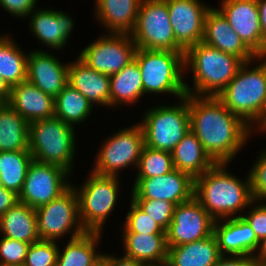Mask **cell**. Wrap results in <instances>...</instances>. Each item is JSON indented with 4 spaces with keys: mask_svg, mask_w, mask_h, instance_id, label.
I'll return each mask as SVG.
<instances>
[{
    "mask_svg": "<svg viewBox=\"0 0 266 266\" xmlns=\"http://www.w3.org/2000/svg\"><path fill=\"white\" fill-rule=\"evenodd\" d=\"M257 59L259 65L254 68L253 61L244 63L217 96L230 112L250 127L266 114V63L260 56Z\"/></svg>",
    "mask_w": 266,
    "mask_h": 266,
    "instance_id": "cell-4",
    "label": "cell"
},
{
    "mask_svg": "<svg viewBox=\"0 0 266 266\" xmlns=\"http://www.w3.org/2000/svg\"><path fill=\"white\" fill-rule=\"evenodd\" d=\"M176 105L150 108L139 122L145 146L172 153L175 146L190 131L188 94Z\"/></svg>",
    "mask_w": 266,
    "mask_h": 266,
    "instance_id": "cell-7",
    "label": "cell"
},
{
    "mask_svg": "<svg viewBox=\"0 0 266 266\" xmlns=\"http://www.w3.org/2000/svg\"><path fill=\"white\" fill-rule=\"evenodd\" d=\"M228 164L216 163L194 179V197L214 220L237 217L254 201L249 175L242 181L227 172Z\"/></svg>",
    "mask_w": 266,
    "mask_h": 266,
    "instance_id": "cell-2",
    "label": "cell"
},
{
    "mask_svg": "<svg viewBox=\"0 0 266 266\" xmlns=\"http://www.w3.org/2000/svg\"><path fill=\"white\" fill-rule=\"evenodd\" d=\"M33 160L29 150L0 152V185L19 195Z\"/></svg>",
    "mask_w": 266,
    "mask_h": 266,
    "instance_id": "cell-33",
    "label": "cell"
},
{
    "mask_svg": "<svg viewBox=\"0 0 266 266\" xmlns=\"http://www.w3.org/2000/svg\"><path fill=\"white\" fill-rule=\"evenodd\" d=\"M59 249L56 241L38 240L30 244L23 266H56Z\"/></svg>",
    "mask_w": 266,
    "mask_h": 266,
    "instance_id": "cell-37",
    "label": "cell"
},
{
    "mask_svg": "<svg viewBox=\"0 0 266 266\" xmlns=\"http://www.w3.org/2000/svg\"><path fill=\"white\" fill-rule=\"evenodd\" d=\"M190 130L216 163L235 158L251 136V127L213 96L188 94ZM250 135V136H249Z\"/></svg>",
    "mask_w": 266,
    "mask_h": 266,
    "instance_id": "cell-1",
    "label": "cell"
},
{
    "mask_svg": "<svg viewBox=\"0 0 266 266\" xmlns=\"http://www.w3.org/2000/svg\"><path fill=\"white\" fill-rule=\"evenodd\" d=\"M244 62L204 42L189 47L184 54L185 73L193 74V88L185 82L187 94L217 97L235 77Z\"/></svg>",
    "mask_w": 266,
    "mask_h": 266,
    "instance_id": "cell-3",
    "label": "cell"
},
{
    "mask_svg": "<svg viewBox=\"0 0 266 266\" xmlns=\"http://www.w3.org/2000/svg\"><path fill=\"white\" fill-rule=\"evenodd\" d=\"M260 58L264 60V62L266 63V49L265 51L260 55Z\"/></svg>",
    "mask_w": 266,
    "mask_h": 266,
    "instance_id": "cell-51",
    "label": "cell"
},
{
    "mask_svg": "<svg viewBox=\"0 0 266 266\" xmlns=\"http://www.w3.org/2000/svg\"><path fill=\"white\" fill-rule=\"evenodd\" d=\"M95 16L107 33L130 34L136 24L141 0H95Z\"/></svg>",
    "mask_w": 266,
    "mask_h": 266,
    "instance_id": "cell-24",
    "label": "cell"
},
{
    "mask_svg": "<svg viewBox=\"0 0 266 266\" xmlns=\"http://www.w3.org/2000/svg\"><path fill=\"white\" fill-rule=\"evenodd\" d=\"M125 256L144 265L166 264L168 246L166 234L123 233Z\"/></svg>",
    "mask_w": 266,
    "mask_h": 266,
    "instance_id": "cell-26",
    "label": "cell"
},
{
    "mask_svg": "<svg viewBox=\"0 0 266 266\" xmlns=\"http://www.w3.org/2000/svg\"><path fill=\"white\" fill-rule=\"evenodd\" d=\"M68 84L93 105L110 107V76L90 68L79 57L68 65Z\"/></svg>",
    "mask_w": 266,
    "mask_h": 266,
    "instance_id": "cell-23",
    "label": "cell"
},
{
    "mask_svg": "<svg viewBox=\"0 0 266 266\" xmlns=\"http://www.w3.org/2000/svg\"><path fill=\"white\" fill-rule=\"evenodd\" d=\"M7 103L29 124L54 116L55 99L27 80L11 87Z\"/></svg>",
    "mask_w": 266,
    "mask_h": 266,
    "instance_id": "cell-22",
    "label": "cell"
},
{
    "mask_svg": "<svg viewBox=\"0 0 266 266\" xmlns=\"http://www.w3.org/2000/svg\"><path fill=\"white\" fill-rule=\"evenodd\" d=\"M130 35L137 48L185 51L175 40L166 0H141Z\"/></svg>",
    "mask_w": 266,
    "mask_h": 266,
    "instance_id": "cell-9",
    "label": "cell"
},
{
    "mask_svg": "<svg viewBox=\"0 0 266 266\" xmlns=\"http://www.w3.org/2000/svg\"><path fill=\"white\" fill-rule=\"evenodd\" d=\"M100 266H144V264L125 255L123 257H114L112 254L104 253L102 254Z\"/></svg>",
    "mask_w": 266,
    "mask_h": 266,
    "instance_id": "cell-44",
    "label": "cell"
},
{
    "mask_svg": "<svg viewBox=\"0 0 266 266\" xmlns=\"http://www.w3.org/2000/svg\"><path fill=\"white\" fill-rule=\"evenodd\" d=\"M258 258L266 260V242L262 245L261 252L258 255Z\"/></svg>",
    "mask_w": 266,
    "mask_h": 266,
    "instance_id": "cell-50",
    "label": "cell"
},
{
    "mask_svg": "<svg viewBox=\"0 0 266 266\" xmlns=\"http://www.w3.org/2000/svg\"><path fill=\"white\" fill-rule=\"evenodd\" d=\"M74 127L56 116L29 124V151L43 164L60 166L69 173L75 158Z\"/></svg>",
    "mask_w": 266,
    "mask_h": 266,
    "instance_id": "cell-5",
    "label": "cell"
},
{
    "mask_svg": "<svg viewBox=\"0 0 266 266\" xmlns=\"http://www.w3.org/2000/svg\"><path fill=\"white\" fill-rule=\"evenodd\" d=\"M101 234L86 232L80 237L68 240L64 249H59L56 266H100L103 253H98L96 247L101 241Z\"/></svg>",
    "mask_w": 266,
    "mask_h": 266,
    "instance_id": "cell-30",
    "label": "cell"
},
{
    "mask_svg": "<svg viewBox=\"0 0 266 266\" xmlns=\"http://www.w3.org/2000/svg\"><path fill=\"white\" fill-rule=\"evenodd\" d=\"M143 95L142 76L135 59L118 73L110 75V108L132 105Z\"/></svg>",
    "mask_w": 266,
    "mask_h": 266,
    "instance_id": "cell-29",
    "label": "cell"
},
{
    "mask_svg": "<svg viewBox=\"0 0 266 266\" xmlns=\"http://www.w3.org/2000/svg\"><path fill=\"white\" fill-rule=\"evenodd\" d=\"M69 177L70 173L60 166L33 160L18 195L19 202L33 209L43 206L58 198L72 185L67 182Z\"/></svg>",
    "mask_w": 266,
    "mask_h": 266,
    "instance_id": "cell-13",
    "label": "cell"
},
{
    "mask_svg": "<svg viewBox=\"0 0 266 266\" xmlns=\"http://www.w3.org/2000/svg\"><path fill=\"white\" fill-rule=\"evenodd\" d=\"M126 221L123 224L122 233L142 234H166V231L159 226L152 218L144 213L132 200Z\"/></svg>",
    "mask_w": 266,
    "mask_h": 266,
    "instance_id": "cell-36",
    "label": "cell"
},
{
    "mask_svg": "<svg viewBox=\"0 0 266 266\" xmlns=\"http://www.w3.org/2000/svg\"><path fill=\"white\" fill-rule=\"evenodd\" d=\"M18 201V194L0 185V216L6 213Z\"/></svg>",
    "mask_w": 266,
    "mask_h": 266,
    "instance_id": "cell-45",
    "label": "cell"
},
{
    "mask_svg": "<svg viewBox=\"0 0 266 266\" xmlns=\"http://www.w3.org/2000/svg\"><path fill=\"white\" fill-rule=\"evenodd\" d=\"M185 51L150 50L137 48L134 59L137 61L142 76L144 95L174 94L184 97Z\"/></svg>",
    "mask_w": 266,
    "mask_h": 266,
    "instance_id": "cell-6",
    "label": "cell"
},
{
    "mask_svg": "<svg viewBox=\"0 0 266 266\" xmlns=\"http://www.w3.org/2000/svg\"><path fill=\"white\" fill-rule=\"evenodd\" d=\"M214 234L222 255L258 257L261 252L263 244L256 238L255 232L246 220L238 215L215 220Z\"/></svg>",
    "mask_w": 266,
    "mask_h": 266,
    "instance_id": "cell-19",
    "label": "cell"
},
{
    "mask_svg": "<svg viewBox=\"0 0 266 266\" xmlns=\"http://www.w3.org/2000/svg\"><path fill=\"white\" fill-rule=\"evenodd\" d=\"M218 10L243 42L259 57L263 53V35L257 0H222Z\"/></svg>",
    "mask_w": 266,
    "mask_h": 266,
    "instance_id": "cell-17",
    "label": "cell"
},
{
    "mask_svg": "<svg viewBox=\"0 0 266 266\" xmlns=\"http://www.w3.org/2000/svg\"><path fill=\"white\" fill-rule=\"evenodd\" d=\"M28 54L8 35L0 36V77L13 87L27 80Z\"/></svg>",
    "mask_w": 266,
    "mask_h": 266,
    "instance_id": "cell-32",
    "label": "cell"
},
{
    "mask_svg": "<svg viewBox=\"0 0 266 266\" xmlns=\"http://www.w3.org/2000/svg\"><path fill=\"white\" fill-rule=\"evenodd\" d=\"M119 177L90 172L81 188L74 187L79 201V217L86 232L102 233L103 224L116 206Z\"/></svg>",
    "mask_w": 266,
    "mask_h": 266,
    "instance_id": "cell-8",
    "label": "cell"
},
{
    "mask_svg": "<svg viewBox=\"0 0 266 266\" xmlns=\"http://www.w3.org/2000/svg\"><path fill=\"white\" fill-rule=\"evenodd\" d=\"M28 16L34 37L49 48L63 49L73 30L74 19L63 11L53 9H34Z\"/></svg>",
    "mask_w": 266,
    "mask_h": 266,
    "instance_id": "cell-21",
    "label": "cell"
},
{
    "mask_svg": "<svg viewBox=\"0 0 266 266\" xmlns=\"http://www.w3.org/2000/svg\"><path fill=\"white\" fill-rule=\"evenodd\" d=\"M144 266H166V264H159V265H144Z\"/></svg>",
    "mask_w": 266,
    "mask_h": 266,
    "instance_id": "cell-52",
    "label": "cell"
},
{
    "mask_svg": "<svg viewBox=\"0 0 266 266\" xmlns=\"http://www.w3.org/2000/svg\"><path fill=\"white\" fill-rule=\"evenodd\" d=\"M202 42L222 52L234 55L244 63L255 62L258 58L234 32L223 14L214 6L209 9L205 17Z\"/></svg>",
    "mask_w": 266,
    "mask_h": 266,
    "instance_id": "cell-20",
    "label": "cell"
},
{
    "mask_svg": "<svg viewBox=\"0 0 266 266\" xmlns=\"http://www.w3.org/2000/svg\"><path fill=\"white\" fill-rule=\"evenodd\" d=\"M255 258L248 255H222L214 266H252Z\"/></svg>",
    "mask_w": 266,
    "mask_h": 266,
    "instance_id": "cell-43",
    "label": "cell"
},
{
    "mask_svg": "<svg viewBox=\"0 0 266 266\" xmlns=\"http://www.w3.org/2000/svg\"><path fill=\"white\" fill-rule=\"evenodd\" d=\"M260 152L261 154L248 173L252 197L257 203L266 199V150Z\"/></svg>",
    "mask_w": 266,
    "mask_h": 266,
    "instance_id": "cell-40",
    "label": "cell"
},
{
    "mask_svg": "<svg viewBox=\"0 0 266 266\" xmlns=\"http://www.w3.org/2000/svg\"><path fill=\"white\" fill-rule=\"evenodd\" d=\"M2 236L32 244L40 237L37 232L35 209L17 202L6 213L0 216V232Z\"/></svg>",
    "mask_w": 266,
    "mask_h": 266,
    "instance_id": "cell-28",
    "label": "cell"
},
{
    "mask_svg": "<svg viewBox=\"0 0 266 266\" xmlns=\"http://www.w3.org/2000/svg\"><path fill=\"white\" fill-rule=\"evenodd\" d=\"M221 256L213 233L199 241L168 246L166 266H214Z\"/></svg>",
    "mask_w": 266,
    "mask_h": 266,
    "instance_id": "cell-25",
    "label": "cell"
},
{
    "mask_svg": "<svg viewBox=\"0 0 266 266\" xmlns=\"http://www.w3.org/2000/svg\"><path fill=\"white\" fill-rule=\"evenodd\" d=\"M254 203H256L255 200L250 204L252 209L247 215L241 214L239 217L246 220L255 232L256 238L264 244L266 242V203L257 204V206H254Z\"/></svg>",
    "mask_w": 266,
    "mask_h": 266,
    "instance_id": "cell-41",
    "label": "cell"
},
{
    "mask_svg": "<svg viewBox=\"0 0 266 266\" xmlns=\"http://www.w3.org/2000/svg\"><path fill=\"white\" fill-rule=\"evenodd\" d=\"M105 140L98 150L92 172L119 177L118 170L130 165L137 168L145 145L144 133L139 123L121 129Z\"/></svg>",
    "mask_w": 266,
    "mask_h": 266,
    "instance_id": "cell-11",
    "label": "cell"
},
{
    "mask_svg": "<svg viewBox=\"0 0 266 266\" xmlns=\"http://www.w3.org/2000/svg\"><path fill=\"white\" fill-rule=\"evenodd\" d=\"M11 87L6 83V81L0 77V100L3 103H7L10 97Z\"/></svg>",
    "mask_w": 266,
    "mask_h": 266,
    "instance_id": "cell-47",
    "label": "cell"
},
{
    "mask_svg": "<svg viewBox=\"0 0 266 266\" xmlns=\"http://www.w3.org/2000/svg\"><path fill=\"white\" fill-rule=\"evenodd\" d=\"M132 201L165 231L168 229L176 206L174 203L158 199Z\"/></svg>",
    "mask_w": 266,
    "mask_h": 266,
    "instance_id": "cell-38",
    "label": "cell"
},
{
    "mask_svg": "<svg viewBox=\"0 0 266 266\" xmlns=\"http://www.w3.org/2000/svg\"><path fill=\"white\" fill-rule=\"evenodd\" d=\"M214 218L193 196L175 206L171 223L166 230L167 246L199 241L214 233Z\"/></svg>",
    "mask_w": 266,
    "mask_h": 266,
    "instance_id": "cell-14",
    "label": "cell"
},
{
    "mask_svg": "<svg viewBox=\"0 0 266 266\" xmlns=\"http://www.w3.org/2000/svg\"><path fill=\"white\" fill-rule=\"evenodd\" d=\"M257 6L260 16V26L263 35V52L266 49V0H257Z\"/></svg>",
    "mask_w": 266,
    "mask_h": 266,
    "instance_id": "cell-46",
    "label": "cell"
},
{
    "mask_svg": "<svg viewBox=\"0 0 266 266\" xmlns=\"http://www.w3.org/2000/svg\"><path fill=\"white\" fill-rule=\"evenodd\" d=\"M131 196V200L158 199L178 205L194 196V179L177 169L162 176L136 178Z\"/></svg>",
    "mask_w": 266,
    "mask_h": 266,
    "instance_id": "cell-15",
    "label": "cell"
},
{
    "mask_svg": "<svg viewBox=\"0 0 266 266\" xmlns=\"http://www.w3.org/2000/svg\"><path fill=\"white\" fill-rule=\"evenodd\" d=\"M136 50L130 34L109 33L83 48L78 57L90 68L110 76L133 61Z\"/></svg>",
    "mask_w": 266,
    "mask_h": 266,
    "instance_id": "cell-12",
    "label": "cell"
},
{
    "mask_svg": "<svg viewBox=\"0 0 266 266\" xmlns=\"http://www.w3.org/2000/svg\"><path fill=\"white\" fill-rule=\"evenodd\" d=\"M92 110L88 99L69 84L55 97L54 116L71 126L85 121Z\"/></svg>",
    "mask_w": 266,
    "mask_h": 266,
    "instance_id": "cell-34",
    "label": "cell"
},
{
    "mask_svg": "<svg viewBox=\"0 0 266 266\" xmlns=\"http://www.w3.org/2000/svg\"><path fill=\"white\" fill-rule=\"evenodd\" d=\"M37 0H0V6L15 17L27 18L35 9ZM27 16V17H26Z\"/></svg>",
    "mask_w": 266,
    "mask_h": 266,
    "instance_id": "cell-42",
    "label": "cell"
},
{
    "mask_svg": "<svg viewBox=\"0 0 266 266\" xmlns=\"http://www.w3.org/2000/svg\"><path fill=\"white\" fill-rule=\"evenodd\" d=\"M30 244L10 239L0 238V266H23Z\"/></svg>",
    "mask_w": 266,
    "mask_h": 266,
    "instance_id": "cell-39",
    "label": "cell"
},
{
    "mask_svg": "<svg viewBox=\"0 0 266 266\" xmlns=\"http://www.w3.org/2000/svg\"><path fill=\"white\" fill-rule=\"evenodd\" d=\"M256 125L255 129H258L260 132H266V114L263 115L252 127H251V134L253 131V127ZM258 126V127H257Z\"/></svg>",
    "mask_w": 266,
    "mask_h": 266,
    "instance_id": "cell-48",
    "label": "cell"
},
{
    "mask_svg": "<svg viewBox=\"0 0 266 266\" xmlns=\"http://www.w3.org/2000/svg\"><path fill=\"white\" fill-rule=\"evenodd\" d=\"M172 159L174 169L189 174L193 179L216 164L191 130L175 146Z\"/></svg>",
    "mask_w": 266,
    "mask_h": 266,
    "instance_id": "cell-27",
    "label": "cell"
},
{
    "mask_svg": "<svg viewBox=\"0 0 266 266\" xmlns=\"http://www.w3.org/2000/svg\"><path fill=\"white\" fill-rule=\"evenodd\" d=\"M252 266H266V260L256 257L252 262Z\"/></svg>",
    "mask_w": 266,
    "mask_h": 266,
    "instance_id": "cell-49",
    "label": "cell"
},
{
    "mask_svg": "<svg viewBox=\"0 0 266 266\" xmlns=\"http://www.w3.org/2000/svg\"><path fill=\"white\" fill-rule=\"evenodd\" d=\"M29 150V123L8 103L0 106V152Z\"/></svg>",
    "mask_w": 266,
    "mask_h": 266,
    "instance_id": "cell-31",
    "label": "cell"
},
{
    "mask_svg": "<svg viewBox=\"0 0 266 266\" xmlns=\"http://www.w3.org/2000/svg\"><path fill=\"white\" fill-rule=\"evenodd\" d=\"M28 54L27 81L55 99L68 84L69 62L63 64L44 50H33Z\"/></svg>",
    "mask_w": 266,
    "mask_h": 266,
    "instance_id": "cell-18",
    "label": "cell"
},
{
    "mask_svg": "<svg viewBox=\"0 0 266 266\" xmlns=\"http://www.w3.org/2000/svg\"><path fill=\"white\" fill-rule=\"evenodd\" d=\"M176 42L186 51L202 42L204 21L211 6L200 0H166Z\"/></svg>",
    "mask_w": 266,
    "mask_h": 266,
    "instance_id": "cell-16",
    "label": "cell"
},
{
    "mask_svg": "<svg viewBox=\"0 0 266 266\" xmlns=\"http://www.w3.org/2000/svg\"><path fill=\"white\" fill-rule=\"evenodd\" d=\"M35 212L40 240L59 241L71 232L69 240H72L86 233L80 221L78 195L73 185Z\"/></svg>",
    "mask_w": 266,
    "mask_h": 266,
    "instance_id": "cell-10",
    "label": "cell"
},
{
    "mask_svg": "<svg viewBox=\"0 0 266 266\" xmlns=\"http://www.w3.org/2000/svg\"><path fill=\"white\" fill-rule=\"evenodd\" d=\"M137 169L136 178H152L170 173L174 170L172 153L144 145Z\"/></svg>",
    "mask_w": 266,
    "mask_h": 266,
    "instance_id": "cell-35",
    "label": "cell"
}]
</instances>
